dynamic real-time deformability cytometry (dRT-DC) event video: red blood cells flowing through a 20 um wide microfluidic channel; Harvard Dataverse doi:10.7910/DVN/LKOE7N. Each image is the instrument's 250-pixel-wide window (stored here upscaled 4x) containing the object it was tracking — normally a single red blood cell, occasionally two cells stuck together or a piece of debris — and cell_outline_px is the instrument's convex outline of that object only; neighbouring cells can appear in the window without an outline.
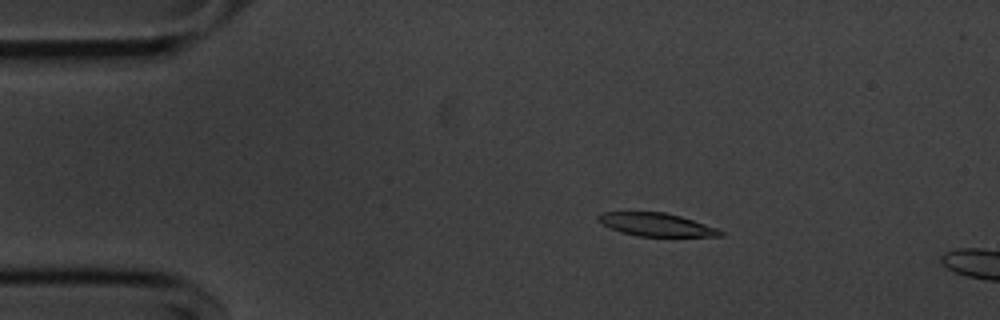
{"species": "common noctule bat (a hibernating species)", "species_latin": "Nyctalus noctula", "temperature_condition": "cold", "stored_images_in_passage": 14, "camera_frame_rate_fps": 3000, "um_per_image_px": 0.085, "animal": {"sex": "male", "body_mass_g": 20.1, "forearm_length_mm": 53.5}, "frame": {"image": 1, "passage_image": 10, "time_ms": 3.0, "image_size_px": [1000, 320], "cell_outline_px": [[724, 236], [640, 236], [620, 232], [596, 220], [596, 216], [600, 212], [664, 212], [680, 216], [716, 228], [724, 232]], "centroid_in_image_um": [55.75, 19.09], "position_along_channel_um": 29.2, "area_um2": 16.24}}